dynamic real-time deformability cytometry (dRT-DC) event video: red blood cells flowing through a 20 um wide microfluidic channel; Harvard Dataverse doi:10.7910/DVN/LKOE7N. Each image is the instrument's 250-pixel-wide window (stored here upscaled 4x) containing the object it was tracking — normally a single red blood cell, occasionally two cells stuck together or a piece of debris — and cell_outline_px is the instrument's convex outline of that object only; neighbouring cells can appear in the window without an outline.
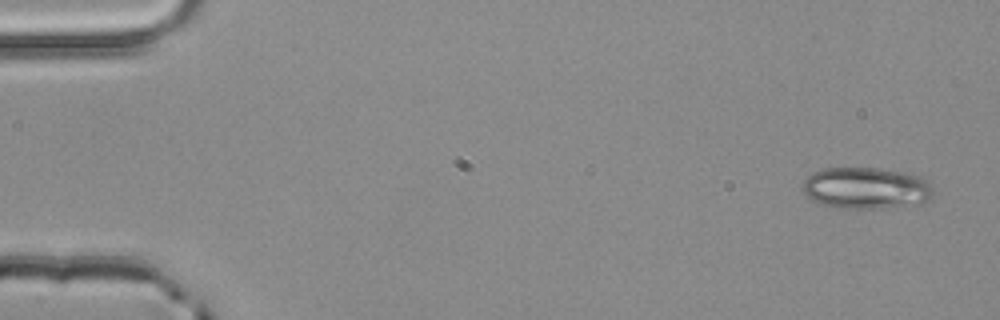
{"species": "common noctule bat (a hibernating species)", "species_latin": "Nyctalus noctula", "temperature_condition": "room temperature", "stored_images_in_passage": 4, "camera_frame_rate_fps": 3000, "um_per_image_px": 0.085, "animal": {"sex": "male", "body_mass_g": 20.4}, "frame": {"image": 1, "passage_image": 1, "time_ms": 0.0, "image_size_px": [1000, 320], "cell_outline_px": [[936, 192], [928, 200], [920, 204], [872, 208], [840, 208], [820, 204], [812, 200], [804, 192], [804, 180], [812, 172], [824, 168], [880, 168], [908, 172], [920, 176]], "centroid_in_image_um": [73.64, 15.98], "position_along_channel_um": 11.4, "area_um2": 31.67}}